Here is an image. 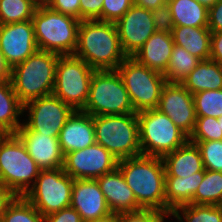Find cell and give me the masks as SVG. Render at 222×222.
<instances>
[{
	"label": "cell",
	"mask_w": 222,
	"mask_h": 222,
	"mask_svg": "<svg viewBox=\"0 0 222 222\" xmlns=\"http://www.w3.org/2000/svg\"><path fill=\"white\" fill-rule=\"evenodd\" d=\"M74 56L93 70H116L127 57L121 48L114 22L83 20L78 27Z\"/></svg>",
	"instance_id": "obj_1"
},
{
	"label": "cell",
	"mask_w": 222,
	"mask_h": 222,
	"mask_svg": "<svg viewBox=\"0 0 222 222\" xmlns=\"http://www.w3.org/2000/svg\"><path fill=\"white\" fill-rule=\"evenodd\" d=\"M142 209L165 213V166L162 157L139 155L117 167Z\"/></svg>",
	"instance_id": "obj_2"
},
{
	"label": "cell",
	"mask_w": 222,
	"mask_h": 222,
	"mask_svg": "<svg viewBox=\"0 0 222 222\" xmlns=\"http://www.w3.org/2000/svg\"><path fill=\"white\" fill-rule=\"evenodd\" d=\"M59 56L54 52L37 50L21 64L11 69L10 81L23 105L52 94Z\"/></svg>",
	"instance_id": "obj_3"
},
{
	"label": "cell",
	"mask_w": 222,
	"mask_h": 222,
	"mask_svg": "<svg viewBox=\"0 0 222 222\" xmlns=\"http://www.w3.org/2000/svg\"><path fill=\"white\" fill-rule=\"evenodd\" d=\"M79 19L38 6L32 23L38 50L73 55L77 47Z\"/></svg>",
	"instance_id": "obj_4"
},
{
	"label": "cell",
	"mask_w": 222,
	"mask_h": 222,
	"mask_svg": "<svg viewBox=\"0 0 222 222\" xmlns=\"http://www.w3.org/2000/svg\"><path fill=\"white\" fill-rule=\"evenodd\" d=\"M95 141L118 161L141 154L137 113L93 116Z\"/></svg>",
	"instance_id": "obj_5"
},
{
	"label": "cell",
	"mask_w": 222,
	"mask_h": 222,
	"mask_svg": "<svg viewBox=\"0 0 222 222\" xmlns=\"http://www.w3.org/2000/svg\"><path fill=\"white\" fill-rule=\"evenodd\" d=\"M41 169L16 134L0 136V182L16 196H24ZM34 178V179H33Z\"/></svg>",
	"instance_id": "obj_6"
},
{
	"label": "cell",
	"mask_w": 222,
	"mask_h": 222,
	"mask_svg": "<svg viewBox=\"0 0 222 222\" xmlns=\"http://www.w3.org/2000/svg\"><path fill=\"white\" fill-rule=\"evenodd\" d=\"M141 154L163 157L183 146L188 136L158 109L137 112Z\"/></svg>",
	"instance_id": "obj_7"
},
{
	"label": "cell",
	"mask_w": 222,
	"mask_h": 222,
	"mask_svg": "<svg viewBox=\"0 0 222 222\" xmlns=\"http://www.w3.org/2000/svg\"><path fill=\"white\" fill-rule=\"evenodd\" d=\"M82 111L92 116L136 113L117 70L94 71Z\"/></svg>",
	"instance_id": "obj_8"
},
{
	"label": "cell",
	"mask_w": 222,
	"mask_h": 222,
	"mask_svg": "<svg viewBox=\"0 0 222 222\" xmlns=\"http://www.w3.org/2000/svg\"><path fill=\"white\" fill-rule=\"evenodd\" d=\"M116 70L136 113L157 108L162 88L167 83L164 74L148 68L133 57H126Z\"/></svg>",
	"instance_id": "obj_9"
},
{
	"label": "cell",
	"mask_w": 222,
	"mask_h": 222,
	"mask_svg": "<svg viewBox=\"0 0 222 222\" xmlns=\"http://www.w3.org/2000/svg\"><path fill=\"white\" fill-rule=\"evenodd\" d=\"M94 71L84 60L74 55H60L52 94L74 110H83Z\"/></svg>",
	"instance_id": "obj_10"
},
{
	"label": "cell",
	"mask_w": 222,
	"mask_h": 222,
	"mask_svg": "<svg viewBox=\"0 0 222 222\" xmlns=\"http://www.w3.org/2000/svg\"><path fill=\"white\" fill-rule=\"evenodd\" d=\"M73 183L63 167L41 170L24 197L45 217L70 207Z\"/></svg>",
	"instance_id": "obj_11"
},
{
	"label": "cell",
	"mask_w": 222,
	"mask_h": 222,
	"mask_svg": "<svg viewBox=\"0 0 222 222\" xmlns=\"http://www.w3.org/2000/svg\"><path fill=\"white\" fill-rule=\"evenodd\" d=\"M23 110H29V116L18 130H33L49 137H59L60 131L75 111L53 94L27 102Z\"/></svg>",
	"instance_id": "obj_12"
},
{
	"label": "cell",
	"mask_w": 222,
	"mask_h": 222,
	"mask_svg": "<svg viewBox=\"0 0 222 222\" xmlns=\"http://www.w3.org/2000/svg\"><path fill=\"white\" fill-rule=\"evenodd\" d=\"M117 167L118 160L98 143L64 156V172L73 179H97Z\"/></svg>",
	"instance_id": "obj_13"
},
{
	"label": "cell",
	"mask_w": 222,
	"mask_h": 222,
	"mask_svg": "<svg viewBox=\"0 0 222 222\" xmlns=\"http://www.w3.org/2000/svg\"><path fill=\"white\" fill-rule=\"evenodd\" d=\"M119 42L123 53L132 57L156 32L151 11L133 4L131 8L115 22Z\"/></svg>",
	"instance_id": "obj_14"
},
{
	"label": "cell",
	"mask_w": 222,
	"mask_h": 222,
	"mask_svg": "<svg viewBox=\"0 0 222 222\" xmlns=\"http://www.w3.org/2000/svg\"><path fill=\"white\" fill-rule=\"evenodd\" d=\"M167 115L188 137L197 119L193 94L181 83H166L161 91L157 108Z\"/></svg>",
	"instance_id": "obj_15"
},
{
	"label": "cell",
	"mask_w": 222,
	"mask_h": 222,
	"mask_svg": "<svg viewBox=\"0 0 222 222\" xmlns=\"http://www.w3.org/2000/svg\"><path fill=\"white\" fill-rule=\"evenodd\" d=\"M37 50L32 20L0 24V51L11 69Z\"/></svg>",
	"instance_id": "obj_16"
},
{
	"label": "cell",
	"mask_w": 222,
	"mask_h": 222,
	"mask_svg": "<svg viewBox=\"0 0 222 222\" xmlns=\"http://www.w3.org/2000/svg\"><path fill=\"white\" fill-rule=\"evenodd\" d=\"M70 206L80 214L83 222L113 216L96 179H74Z\"/></svg>",
	"instance_id": "obj_17"
},
{
	"label": "cell",
	"mask_w": 222,
	"mask_h": 222,
	"mask_svg": "<svg viewBox=\"0 0 222 222\" xmlns=\"http://www.w3.org/2000/svg\"><path fill=\"white\" fill-rule=\"evenodd\" d=\"M15 134L21 139L28 154L41 170L63 167L64 154L58 137L38 134L33 130H18Z\"/></svg>",
	"instance_id": "obj_18"
},
{
	"label": "cell",
	"mask_w": 222,
	"mask_h": 222,
	"mask_svg": "<svg viewBox=\"0 0 222 222\" xmlns=\"http://www.w3.org/2000/svg\"><path fill=\"white\" fill-rule=\"evenodd\" d=\"M96 180L113 215L142 210L118 168Z\"/></svg>",
	"instance_id": "obj_19"
},
{
	"label": "cell",
	"mask_w": 222,
	"mask_h": 222,
	"mask_svg": "<svg viewBox=\"0 0 222 222\" xmlns=\"http://www.w3.org/2000/svg\"><path fill=\"white\" fill-rule=\"evenodd\" d=\"M58 138L64 156L96 143L93 116L82 110H75L60 131Z\"/></svg>",
	"instance_id": "obj_20"
},
{
	"label": "cell",
	"mask_w": 222,
	"mask_h": 222,
	"mask_svg": "<svg viewBox=\"0 0 222 222\" xmlns=\"http://www.w3.org/2000/svg\"><path fill=\"white\" fill-rule=\"evenodd\" d=\"M173 47L172 34L156 31L132 57L148 68L165 74Z\"/></svg>",
	"instance_id": "obj_21"
},
{
	"label": "cell",
	"mask_w": 222,
	"mask_h": 222,
	"mask_svg": "<svg viewBox=\"0 0 222 222\" xmlns=\"http://www.w3.org/2000/svg\"><path fill=\"white\" fill-rule=\"evenodd\" d=\"M165 177L192 176L197 172H205L202 157L196 144L187 141L183 146L163 157Z\"/></svg>",
	"instance_id": "obj_22"
},
{
	"label": "cell",
	"mask_w": 222,
	"mask_h": 222,
	"mask_svg": "<svg viewBox=\"0 0 222 222\" xmlns=\"http://www.w3.org/2000/svg\"><path fill=\"white\" fill-rule=\"evenodd\" d=\"M204 172L192 176L165 177V213L173 212L182 205L193 204V196L202 183Z\"/></svg>",
	"instance_id": "obj_23"
},
{
	"label": "cell",
	"mask_w": 222,
	"mask_h": 222,
	"mask_svg": "<svg viewBox=\"0 0 222 222\" xmlns=\"http://www.w3.org/2000/svg\"><path fill=\"white\" fill-rule=\"evenodd\" d=\"M211 31L208 27L174 26V45L183 47L200 60L210 59Z\"/></svg>",
	"instance_id": "obj_24"
},
{
	"label": "cell",
	"mask_w": 222,
	"mask_h": 222,
	"mask_svg": "<svg viewBox=\"0 0 222 222\" xmlns=\"http://www.w3.org/2000/svg\"><path fill=\"white\" fill-rule=\"evenodd\" d=\"M181 84L192 94L222 89V64L211 59L201 60Z\"/></svg>",
	"instance_id": "obj_25"
},
{
	"label": "cell",
	"mask_w": 222,
	"mask_h": 222,
	"mask_svg": "<svg viewBox=\"0 0 222 222\" xmlns=\"http://www.w3.org/2000/svg\"><path fill=\"white\" fill-rule=\"evenodd\" d=\"M24 112L11 81L0 82V133L15 134L22 125L18 117Z\"/></svg>",
	"instance_id": "obj_26"
},
{
	"label": "cell",
	"mask_w": 222,
	"mask_h": 222,
	"mask_svg": "<svg viewBox=\"0 0 222 222\" xmlns=\"http://www.w3.org/2000/svg\"><path fill=\"white\" fill-rule=\"evenodd\" d=\"M174 26L208 27V8L196 0H167Z\"/></svg>",
	"instance_id": "obj_27"
},
{
	"label": "cell",
	"mask_w": 222,
	"mask_h": 222,
	"mask_svg": "<svg viewBox=\"0 0 222 222\" xmlns=\"http://www.w3.org/2000/svg\"><path fill=\"white\" fill-rule=\"evenodd\" d=\"M201 60L188 53L183 47L174 45L171 59L164 74L167 83H181Z\"/></svg>",
	"instance_id": "obj_28"
},
{
	"label": "cell",
	"mask_w": 222,
	"mask_h": 222,
	"mask_svg": "<svg viewBox=\"0 0 222 222\" xmlns=\"http://www.w3.org/2000/svg\"><path fill=\"white\" fill-rule=\"evenodd\" d=\"M183 218H182V216ZM170 215L180 222H222V206L188 204L177 207Z\"/></svg>",
	"instance_id": "obj_29"
},
{
	"label": "cell",
	"mask_w": 222,
	"mask_h": 222,
	"mask_svg": "<svg viewBox=\"0 0 222 222\" xmlns=\"http://www.w3.org/2000/svg\"><path fill=\"white\" fill-rule=\"evenodd\" d=\"M193 204L222 205V172L206 170Z\"/></svg>",
	"instance_id": "obj_30"
},
{
	"label": "cell",
	"mask_w": 222,
	"mask_h": 222,
	"mask_svg": "<svg viewBox=\"0 0 222 222\" xmlns=\"http://www.w3.org/2000/svg\"><path fill=\"white\" fill-rule=\"evenodd\" d=\"M37 7L33 0H0V24L32 20Z\"/></svg>",
	"instance_id": "obj_31"
},
{
	"label": "cell",
	"mask_w": 222,
	"mask_h": 222,
	"mask_svg": "<svg viewBox=\"0 0 222 222\" xmlns=\"http://www.w3.org/2000/svg\"><path fill=\"white\" fill-rule=\"evenodd\" d=\"M1 222H44V216L24 196H16Z\"/></svg>",
	"instance_id": "obj_32"
},
{
	"label": "cell",
	"mask_w": 222,
	"mask_h": 222,
	"mask_svg": "<svg viewBox=\"0 0 222 222\" xmlns=\"http://www.w3.org/2000/svg\"><path fill=\"white\" fill-rule=\"evenodd\" d=\"M197 117L222 116V89L205 90L193 94Z\"/></svg>",
	"instance_id": "obj_33"
},
{
	"label": "cell",
	"mask_w": 222,
	"mask_h": 222,
	"mask_svg": "<svg viewBox=\"0 0 222 222\" xmlns=\"http://www.w3.org/2000/svg\"><path fill=\"white\" fill-rule=\"evenodd\" d=\"M222 140V131L217 118L197 117L193 132L188 137L190 142Z\"/></svg>",
	"instance_id": "obj_34"
},
{
	"label": "cell",
	"mask_w": 222,
	"mask_h": 222,
	"mask_svg": "<svg viewBox=\"0 0 222 222\" xmlns=\"http://www.w3.org/2000/svg\"><path fill=\"white\" fill-rule=\"evenodd\" d=\"M192 143L199 148L206 170L222 172V140Z\"/></svg>",
	"instance_id": "obj_35"
},
{
	"label": "cell",
	"mask_w": 222,
	"mask_h": 222,
	"mask_svg": "<svg viewBox=\"0 0 222 222\" xmlns=\"http://www.w3.org/2000/svg\"><path fill=\"white\" fill-rule=\"evenodd\" d=\"M134 4L133 0H104L101 21L116 22Z\"/></svg>",
	"instance_id": "obj_36"
},
{
	"label": "cell",
	"mask_w": 222,
	"mask_h": 222,
	"mask_svg": "<svg viewBox=\"0 0 222 222\" xmlns=\"http://www.w3.org/2000/svg\"><path fill=\"white\" fill-rule=\"evenodd\" d=\"M151 15L157 32L172 34L174 24L167 2L152 10Z\"/></svg>",
	"instance_id": "obj_37"
},
{
	"label": "cell",
	"mask_w": 222,
	"mask_h": 222,
	"mask_svg": "<svg viewBox=\"0 0 222 222\" xmlns=\"http://www.w3.org/2000/svg\"><path fill=\"white\" fill-rule=\"evenodd\" d=\"M162 212L142 209L136 212H124L116 214V222H154Z\"/></svg>",
	"instance_id": "obj_38"
},
{
	"label": "cell",
	"mask_w": 222,
	"mask_h": 222,
	"mask_svg": "<svg viewBox=\"0 0 222 222\" xmlns=\"http://www.w3.org/2000/svg\"><path fill=\"white\" fill-rule=\"evenodd\" d=\"M104 0H80V20H100Z\"/></svg>",
	"instance_id": "obj_39"
},
{
	"label": "cell",
	"mask_w": 222,
	"mask_h": 222,
	"mask_svg": "<svg viewBox=\"0 0 222 222\" xmlns=\"http://www.w3.org/2000/svg\"><path fill=\"white\" fill-rule=\"evenodd\" d=\"M47 6L51 10L80 20V0H51Z\"/></svg>",
	"instance_id": "obj_40"
},
{
	"label": "cell",
	"mask_w": 222,
	"mask_h": 222,
	"mask_svg": "<svg viewBox=\"0 0 222 222\" xmlns=\"http://www.w3.org/2000/svg\"><path fill=\"white\" fill-rule=\"evenodd\" d=\"M44 222H83L80 214L71 206L44 217Z\"/></svg>",
	"instance_id": "obj_41"
},
{
	"label": "cell",
	"mask_w": 222,
	"mask_h": 222,
	"mask_svg": "<svg viewBox=\"0 0 222 222\" xmlns=\"http://www.w3.org/2000/svg\"><path fill=\"white\" fill-rule=\"evenodd\" d=\"M208 28L211 32L222 31V0L208 8Z\"/></svg>",
	"instance_id": "obj_42"
},
{
	"label": "cell",
	"mask_w": 222,
	"mask_h": 222,
	"mask_svg": "<svg viewBox=\"0 0 222 222\" xmlns=\"http://www.w3.org/2000/svg\"><path fill=\"white\" fill-rule=\"evenodd\" d=\"M210 59L222 64V31L211 33Z\"/></svg>",
	"instance_id": "obj_43"
},
{
	"label": "cell",
	"mask_w": 222,
	"mask_h": 222,
	"mask_svg": "<svg viewBox=\"0 0 222 222\" xmlns=\"http://www.w3.org/2000/svg\"><path fill=\"white\" fill-rule=\"evenodd\" d=\"M15 197L16 195L0 182V222L2 221V217L8 205L13 201Z\"/></svg>",
	"instance_id": "obj_44"
},
{
	"label": "cell",
	"mask_w": 222,
	"mask_h": 222,
	"mask_svg": "<svg viewBox=\"0 0 222 222\" xmlns=\"http://www.w3.org/2000/svg\"><path fill=\"white\" fill-rule=\"evenodd\" d=\"M11 80V68L8 66L4 55L0 51V82Z\"/></svg>",
	"instance_id": "obj_45"
},
{
	"label": "cell",
	"mask_w": 222,
	"mask_h": 222,
	"mask_svg": "<svg viewBox=\"0 0 222 222\" xmlns=\"http://www.w3.org/2000/svg\"><path fill=\"white\" fill-rule=\"evenodd\" d=\"M134 4L150 11L167 2V0H133Z\"/></svg>",
	"instance_id": "obj_46"
},
{
	"label": "cell",
	"mask_w": 222,
	"mask_h": 222,
	"mask_svg": "<svg viewBox=\"0 0 222 222\" xmlns=\"http://www.w3.org/2000/svg\"><path fill=\"white\" fill-rule=\"evenodd\" d=\"M198 3L206 6L207 8L212 7L218 0H196Z\"/></svg>",
	"instance_id": "obj_47"
},
{
	"label": "cell",
	"mask_w": 222,
	"mask_h": 222,
	"mask_svg": "<svg viewBox=\"0 0 222 222\" xmlns=\"http://www.w3.org/2000/svg\"><path fill=\"white\" fill-rule=\"evenodd\" d=\"M51 0H33L37 6H47Z\"/></svg>",
	"instance_id": "obj_48"
},
{
	"label": "cell",
	"mask_w": 222,
	"mask_h": 222,
	"mask_svg": "<svg viewBox=\"0 0 222 222\" xmlns=\"http://www.w3.org/2000/svg\"><path fill=\"white\" fill-rule=\"evenodd\" d=\"M170 212L167 213H162L154 222H164V217L168 216L169 217Z\"/></svg>",
	"instance_id": "obj_49"
},
{
	"label": "cell",
	"mask_w": 222,
	"mask_h": 222,
	"mask_svg": "<svg viewBox=\"0 0 222 222\" xmlns=\"http://www.w3.org/2000/svg\"><path fill=\"white\" fill-rule=\"evenodd\" d=\"M93 222H116V214L105 219V220H100V221H93Z\"/></svg>",
	"instance_id": "obj_50"
},
{
	"label": "cell",
	"mask_w": 222,
	"mask_h": 222,
	"mask_svg": "<svg viewBox=\"0 0 222 222\" xmlns=\"http://www.w3.org/2000/svg\"><path fill=\"white\" fill-rule=\"evenodd\" d=\"M217 119H218V122L220 123L221 131H222V116Z\"/></svg>",
	"instance_id": "obj_51"
}]
</instances>
